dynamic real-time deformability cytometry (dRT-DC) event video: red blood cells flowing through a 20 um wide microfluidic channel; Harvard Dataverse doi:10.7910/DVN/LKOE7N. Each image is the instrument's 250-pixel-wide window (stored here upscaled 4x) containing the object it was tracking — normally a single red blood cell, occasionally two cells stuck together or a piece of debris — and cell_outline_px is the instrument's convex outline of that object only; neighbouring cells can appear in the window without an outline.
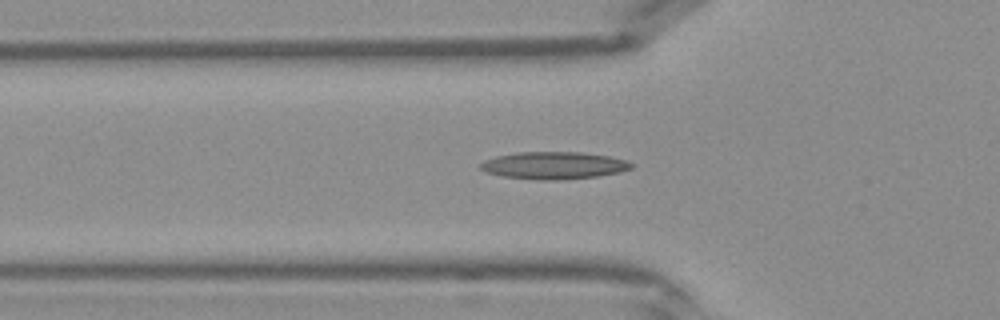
{"species": "Egyptian fruit bat (a non-hibernating species)", "species_latin": "Rousettus aegyptiacus", "temperature_condition": "warm", "stored_images_in_passage": 41, "camera_frame_rate_fps": 3000, "um_per_image_px": 0.085, "frame": {"image": 1, "passage_image": 13, "time_ms": 4.0, "image_size_px": [1000, 320], "cell_outline_px": [[632, 168], [620, 172], [596, 176], [564, 180], [540, 180], [504, 176], [484, 172], [480, 168], [480, 164], [484, 160], [496, 156], [520, 152], [580, 152], [608, 156], [624, 160], [632, 164]], "centroid_in_image_um": [47.05, 14.06], "position_along_channel_um": 78.8, "area_um2": 23.87}}
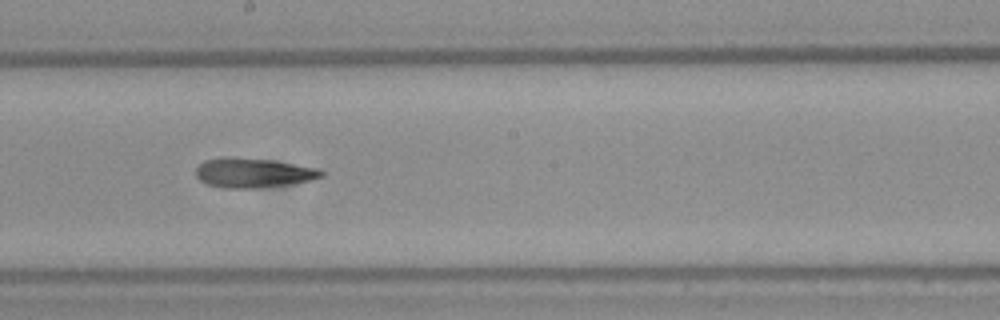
{"frame": {"image": 2, "passage_image": 22, "time_ms": 7.0, "image_size_px": [1000, 320], "cell_outline_px": [[324, 176], [308, 180], [288, 184], [256, 188], [224, 188], [208, 184], [200, 180], [196, 176], [196, 168], [204, 160], [224, 156], [272, 160], [320, 168], [324, 172]], "centroid_in_image_um": [21.51, 14.68], "position_along_channel_um": 226.7, "area_um2": 21.62}}
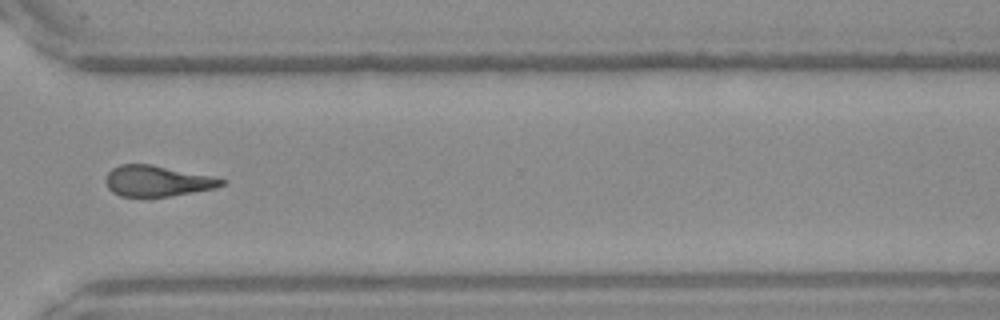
{"frame": {"image": 3, "passage_image": 30, "time_ms": 9.667, "image_size_px": [1000, 320], "cell_outline_px": [[224, 184], [212, 188], [168, 196], [120, 196], [112, 192], [108, 188], [104, 180], [108, 172], [112, 168], [120, 164], [152, 164], [212, 176], [224, 180]], "centroid_in_image_um": [13.29, 15.36], "position_along_channel_um": 357.3, "area_um2": 20.52}}